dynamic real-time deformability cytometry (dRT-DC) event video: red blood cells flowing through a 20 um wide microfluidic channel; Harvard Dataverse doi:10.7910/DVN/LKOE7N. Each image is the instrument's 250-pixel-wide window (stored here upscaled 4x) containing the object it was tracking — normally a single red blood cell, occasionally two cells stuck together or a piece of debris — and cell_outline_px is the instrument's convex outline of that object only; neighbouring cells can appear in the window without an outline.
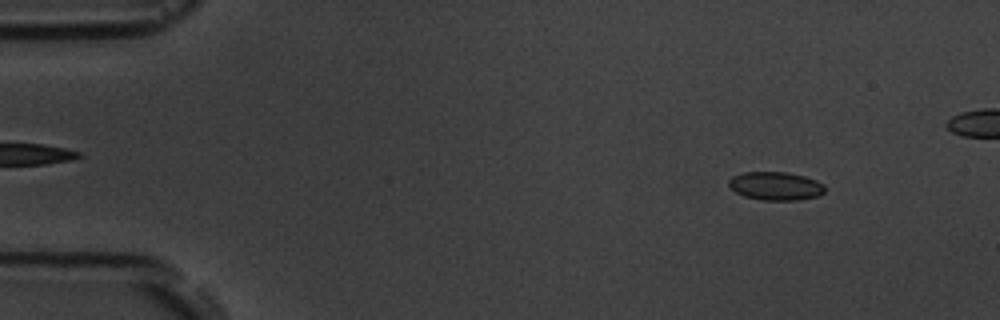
{"species": "common noctule bat (a hibernating species)", "species_latin": "Nyctalus noctula", "temperature_condition": "room temperature", "stored_images_in_passage": 5, "camera_frame_rate_fps": 3000, "um_per_image_px": 0.085, "animal": {"sex": "male", "body_mass_g": 19.5, "forearm_length_mm": 54.6}, "frame": {"image": 1, "passage_image": 1, "time_ms": 0.0, "image_size_px": [1000, 320], "cell_outline_px": [[824, 192], [816, 196], [796, 200], [760, 200], [744, 196], [736, 192], [728, 184], [728, 180], [732, 176], [744, 172], [788, 172], [804, 176], [816, 180], [824, 184]], "centroid_in_image_um": [65.91, 15.8], "position_along_channel_um": 19.1, "area_um2": 15.84}}